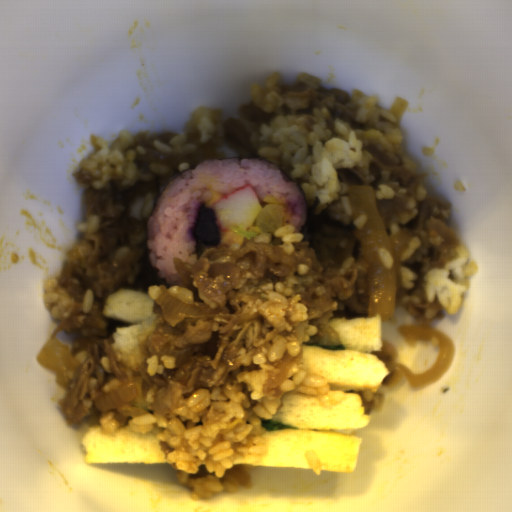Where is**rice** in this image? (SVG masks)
I'll use <instances>...</instances> for the list:
<instances>
[{"instance_id": "rice-1", "label": "rice", "mask_w": 512, "mask_h": 512, "mask_svg": "<svg viewBox=\"0 0 512 512\" xmlns=\"http://www.w3.org/2000/svg\"><path fill=\"white\" fill-rule=\"evenodd\" d=\"M282 76L273 74L266 85L253 84L251 102L259 109L277 115L269 122L245 120L242 125L257 156L283 169L297 183L312 215L325 211L339 226L359 230L366 224L362 213L353 219L349 188L338 178V169L360 167L369 183L376 179L369 169L375 146L395 163L415 173L417 164L403 148V134L392 110L379 106L375 96L353 89L357 106L354 126L331 118L324 107L313 108L308 97L284 93Z\"/></svg>"}, {"instance_id": "rice-2", "label": "rice", "mask_w": 512, "mask_h": 512, "mask_svg": "<svg viewBox=\"0 0 512 512\" xmlns=\"http://www.w3.org/2000/svg\"><path fill=\"white\" fill-rule=\"evenodd\" d=\"M301 350L298 340L269 341L253 357L258 369L242 371L226 387L201 388L181 406H175L168 421L161 412L131 416L126 423L138 433L161 430L156 439L167 443V457L177 481L191 490L192 499L212 500L222 492L235 493L251 484V468L234 465L246 457L267 453L263 420L276 415L280 396L263 392L272 363Z\"/></svg>"}, {"instance_id": "rice-3", "label": "rice", "mask_w": 512, "mask_h": 512, "mask_svg": "<svg viewBox=\"0 0 512 512\" xmlns=\"http://www.w3.org/2000/svg\"><path fill=\"white\" fill-rule=\"evenodd\" d=\"M247 184L255 188L260 206L266 205L267 195H285L291 212L282 226L292 225L294 233H300L308 212L295 184L278 170L265 161L241 157L203 162L166 186L147 224L146 249L168 289L187 288L174 257H179L189 271L199 258L190 235L199 202L213 208Z\"/></svg>"}, {"instance_id": "rice-4", "label": "rice", "mask_w": 512, "mask_h": 512, "mask_svg": "<svg viewBox=\"0 0 512 512\" xmlns=\"http://www.w3.org/2000/svg\"><path fill=\"white\" fill-rule=\"evenodd\" d=\"M91 143L96 151L82 159L80 165L91 174L94 189H102L113 181L119 191L172 171V166L139 160L148 150L143 145H135L133 135L126 130L117 135L113 144L94 134Z\"/></svg>"}, {"instance_id": "rice-5", "label": "rice", "mask_w": 512, "mask_h": 512, "mask_svg": "<svg viewBox=\"0 0 512 512\" xmlns=\"http://www.w3.org/2000/svg\"><path fill=\"white\" fill-rule=\"evenodd\" d=\"M469 251L466 246L455 249V258L445 264L443 269L432 268L423 277L425 283L424 295L434 303L437 299L443 312L455 315L459 312L463 297L467 293L469 277L478 273L479 266L469 261Z\"/></svg>"}, {"instance_id": "rice-6", "label": "rice", "mask_w": 512, "mask_h": 512, "mask_svg": "<svg viewBox=\"0 0 512 512\" xmlns=\"http://www.w3.org/2000/svg\"><path fill=\"white\" fill-rule=\"evenodd\" d=\"M222 120V110L200 106L184 127L185 134L178 135L169 142L153 140L156 151L174 156L191 155L201 145L227 144Z\"/></svg>"}, {"instance_id": "rice-7", "label": "rice", "mask_w": 512, "mask_h": 512, "mask_svg": "<svg viewBox=\"0 0 512 512\" xmlns=\"http://www.w3.org/2000/svg\"><path fill=\"white\" fill-rule=\"evenodd\" d=\"M263 291L268 297L259 312L275 331L289 332L307 320L309 310L301 295L282 281L263 284Z\"/></svg>"}, {"instance_id": "rice-8", "label": "rice", "mask_w": 512, "mask_h": 512, "mask_svg": "<svg viewBox=\"0 0 512 512\" xmlns=\"http://www.w3.org/2000/svg\"><path fill=\"white\" fill-rule=\"evenodd\" d=\"M280 391H297L304 395H314L316 400L324 406H334L343 402L345 396L342 392H332L329 384L323 377L308 374L298 364L291 366L287 377L279 386Z\"/></svg>"}, {"instance_id": "rice-9", "label": "rice", "mask_w": 512, "mask_h": 512, "mask_svg": "<svg viewBox=\"0 0 512 512\" xmlns=\"http://www.w3.org/2000/svg\"><path fill=\"white\" fill-rule=\"evenodd\" d=\"M43 301L45 309L55 319L69 318L75 309L76 301L68 291L60 287L58 279L49 278L44 282Z\"/></svg>"}, {"instance_id": "rice-10", "label": "rice", "mask_w": 512, "mask_h": 512, "mask_svg": "<svg viewBox=\"0 0 512 512\" xmlns=\"http://www.w3.org/2000/svg\"><path fill=\"white\" fill-rule=\"evenodd\" d=\"M256 233L253 229L249 227L248 230L237 231V232H229L221 229L220 238L218 244L215 245H205L204 250L210 248H226L229 250H238L242 247V245L248 241H254Z\"/></svg>"}, {"instance_id": "rice-11", "label": "rice", "mask_w": 512, "mask_h": 512, "mask_svg": "<svg viewBox=\"0 0 512 512\" xmlns=\"http://www.w3.org/2000/svg\"><path fill=\"white\" fill-rule=\"evenodd\" d=\"M273 236L274 238H279L280 242L283 243L277 247L291 256L294 252V244L301 242L304 235L303 233L295 232V227L292 224H286L277 228Z\"/></svg>"}, {"instance_id": "rice-12", "label": "rice", "mask_w": 512, "mask_h": 512, "mask_svg": "<svg viewBox=\"0 0 512 512\" xmlns=\"http://www.w3.org/2000/svg\"><path fill=\"white\" fill-rule=\"evenodd\" d=\"M147 368L146 372L149 376H155L156 373L164 374V370H170L176 368V359L172 355H154L146 359Z\"/></svg>"}, {"instance_id": "rice-13", "label": "rice", "mask_w": 512, "mask_h": 512, "mask_svg": "<svg viewBox=\"0 0 512 512\" xmlns=\"http://www.w3.org/2000/svg\"><path fill=\"white\" fill-rule=\"evenodd\" d=\"M124 422L115 420L114 412L102 413L99 420V426L108 433H115L118 428L123 426Z\"/></svg>"}, {"instance_id": "rice-14", "label": "rice", "mask_w": 512, "mask_h": 512, "mask_svg": "<svg viewBox=\"0 0 512 512\" xmlns=\"http://www.w3.org/2000/svg\"><path fill=\"white\" fill-rule=\"evenodd\" d=\"M167 292L183 302L194 305V293L187 287L171 286Z\"/></svg>"}, {"instance_id": "rice-15", "label": "rice", "mask_w": 512, "mask_h": 512, "mask_svg": "<svg viewBox=\"0 0 512 512\" xmlns=\"http://www.w3.org/2000/svg\"><path fill=\"white\" fill-rule=\"evenodd\" d=\"M94 304V292L93 289L86 290L82 298V313L78 314L77 321L79 324H83L84 319L88 313L92 310Z\"/></svg>"}, {"instance_id": "rice-16", "label": "rice", "mask_w": 512, "mask_h": 512, "mask_svg": "<svg viewBox=\"0 0 512 512\" xmlns=\"http://www.w3.org/2000/svg\"><path fill=\"white\" fill-rule=\"evenodd\" d=\"M100 226V216L99 214L91 215L87 218L86 221H82L78 223L77 229L84 234H90L99 229Z\"/></svg>"}, {"instance_id": "rice-17", "label": "rice", "mask_w": 512, "mask_h": 512, "mask_svg": "<svg viewBox=\"0 0 512 512\" xmlns=\"http://www.w3.org/2000/svg\"><path fill=\"white\" fill-rule=\"evenodd\" d=\"M415 279H417L415 272L409 269L406 265L401 264L400 287L407 290H413L415 286Z\"/></svg>"}, {"instance_id": "rice-18", "label": "rice", "mask_w": 512, "mask_h": 512, "mask_svg": "<svg viewBox=\"0 0 512 512\" xmlns=\"http://www.w3.org/2000/svg\"><path fill=\"white\" fill-rule=\"evenodd\" d=\"M155 209L154 194L150 191L147 192L143 199V205L141 209L142 218L148 219L152 216Z\"/></svg>"}, {"instance_id": "rice-19", "label": "rice", "mask_w": 512, "mask_h": 512, "mask_svg": "<svg viewBox=\"0 0 512 512\" xmlns=\"http://www.w3.org/2000/svg\"><path fill=\"white\" fill-rule=\"evenodd\" d=\"M420 244L421 240L415 235H413L412 239L410 240L409 244L407 245L405 251L401 256V263L405 262L409 257H411L414 254V252L418 249Z\"/></svg>"}, {"instance_id": "rice-20", "label": "rice", "mask_w": 512, "mask_h": 512, "mask_svg": "<svg viewBox=\"0 0 512 512\" xmlns=\"http://www.w3.org/2000/svg\"><path fill=\"white\" fill-rule=\"evenodd\" d=\"M377 254H378L384 268L392 269L394 260H393L391 253L389 252V250L384 247L379 248Z\"/></svg>"}, {"instance_id": "rice-21", "label": "rice", "mask_w": 512, "mask_h": 512, "mask_svg": "<svg viewBox=\"0 0 512 512\" xmlns=\"http://www.w3.org/2000/svg\"><path fill=\"white\" fill-rule=\"evenodd\" d=\"M271 239H272L271 233L262 232V233L254 236L253 242L255 244H259V243L269 244L271 242Z\"/></svg>"}, {"instance_id": "rice-22", "label": "rice", "mask_w": 512, "mask_h": 512, "mask_svg": "<svg viewBox=\"0 0 512 512\" xmlns=\"http://www.w3.org/2000/svg\"><path fill=\"white\" fill-rule=\"evenodd\" d=\"M162 292V286L157 285H149L147 288L148 296L155 301V299L161 294Z\"/></svg>"}, {"instance_id": "rice-23", "label": "rice", "mask_w": 512, "mask_h": 512, "mask_svg": "<svg viewBox=\"0 0 512 512\" xmlns=\"http://www.w3.org/2000/svg\"><path fill=\"white\" fill-rule=\"evenodd\" d=\"M99 363H100V366L102 367V369L105 372H108V373L111 374L112 369H111V361H110L109 356H105V357L100 358Z\"/></svg>"}, {"instance_id": "rice-24", "label": "rice", "mask_w": 512, "mask_h": 512, "mask_svg": "<svg viewBox=\"0 0 512 512\" xmlns=\"http://www.w3.org/2000/svg\"><path fill=\"white\" fill-rule=\"evenodd\" d=\"M310 266L305 263L298 264L296 267L297 273L301 275H305L309 271Z\"/></svg>"}, {"instance_id": "rice-25", "label": "rice", "mask_w": 512, "mask_h": 512, "mask_svg": "<svg viewBox=\"0 0 512 512\" xmlns=\"http://www.w3.org/2000/svg\"><path fill=\"white\" fill-rule=\"evenodd\" d=\"M191 166V164H188V163H182V164H179L176 168L178 169V171H184V170H187L189 169Z\"/></svg>"}]
</instances>
